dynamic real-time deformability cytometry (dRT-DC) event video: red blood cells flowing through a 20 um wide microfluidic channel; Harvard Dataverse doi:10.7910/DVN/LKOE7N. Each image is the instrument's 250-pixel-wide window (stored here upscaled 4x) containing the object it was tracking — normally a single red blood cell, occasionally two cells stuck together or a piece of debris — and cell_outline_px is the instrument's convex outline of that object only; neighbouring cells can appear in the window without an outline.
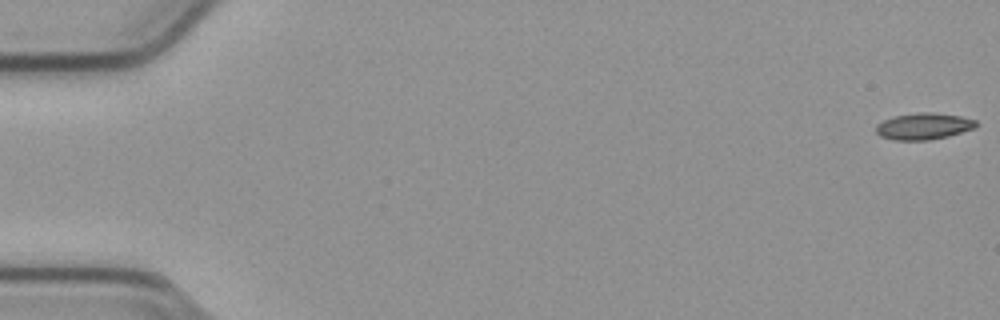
{"species": "common noctule bat (a hibernating species)", "species_latin": "Nyctalus noctula", "temperature_condition": "cold", "stored_images_in_passage": 28, "camera_frame_rate_fps": 3000, "um_per_image_px": 0.085, "animal": {"sex": "male", "body_mass_g": 23.1, "forearm_length_mm": 52.7}, "frame": {"image": 1, "passage_image": 1, "time_ms": 0.0, "image_size_px": [1000, 320], "cell_outline_px": [[976, 128], [948, 136], [928, 140], [892, 140], [880, 136], [876, 132], [876, 124], [884, 120], [896, 116], [924, 112], [928, 112], [960, 116], [976, 120]], "centroid_in_image_um": [78.5, 10.74], "position_along_channel_um": 6.5, "area_um2": 15.32}}
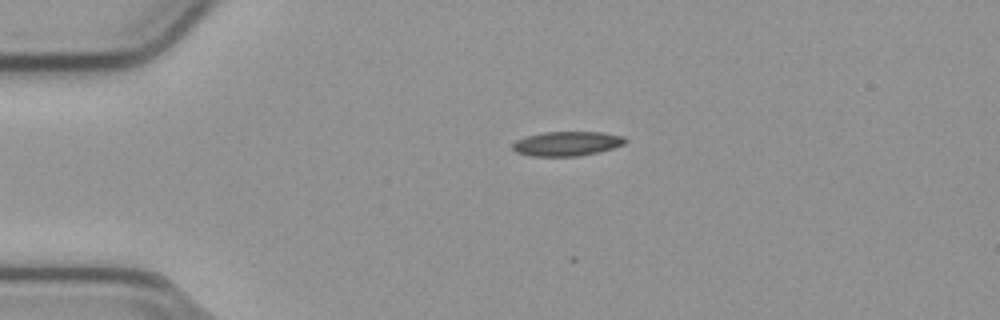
{"frame": {"image": 2, "passage_image": 13, "time_ms": 4.0, "image_size_px": [1000, 320], "cell_outline_px": [[624, 144], [612, 148], [580, 156], [532, 156], [516, 152], [512, 148], [512, 144], [516, 140], [528, 136], [544, 132], [600, 132], [624, 136]], "centroid_in_image_um": [48.16, 12.21], "position_along_channel_um": 36.8, "area_um2": 15.84}}
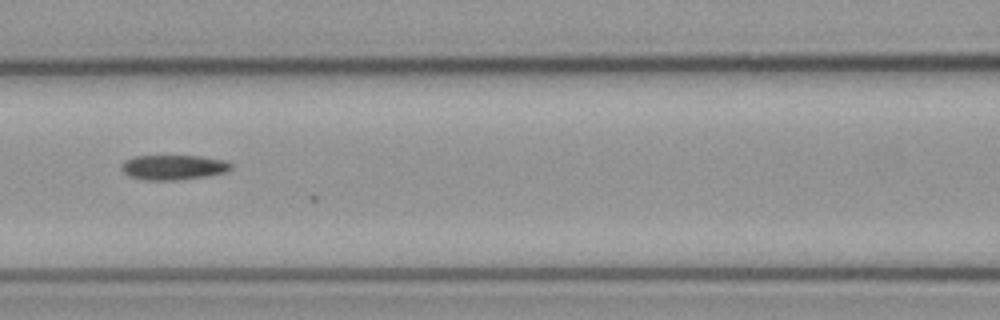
{"frame": {"image": 3, "passage_image": 25, "time_ms": 8.0, "image_size_px": [1000, 320], "cell_outline_px": [[232, 168], [224, 172], [208, 176], [180, 180], [144, 180], [128, 176], [120, 168], [124, 160], [132, 156], [200, 156], [228, 160], [232, 164]], "centroid_in_image_um": [14.74, 14.22], "position_along_channel_um": 151.9, "area_um2": 16.13}}